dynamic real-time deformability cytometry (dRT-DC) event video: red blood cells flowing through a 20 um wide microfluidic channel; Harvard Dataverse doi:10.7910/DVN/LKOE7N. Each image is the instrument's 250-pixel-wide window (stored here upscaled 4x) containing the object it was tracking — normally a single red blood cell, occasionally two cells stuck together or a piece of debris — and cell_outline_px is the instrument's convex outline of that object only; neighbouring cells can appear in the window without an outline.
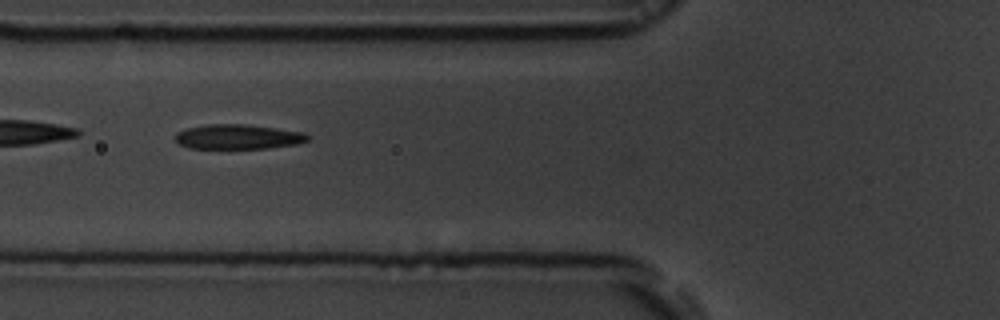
{"species": "common noctule bat (a hibernating species)", "species_latin": "Nyctalus noctula", "temperature_condition": "room temperature", "stored_images_in_passage": 39, "camera_frame_rate_fps": 3000, "um_per_image_px": 0.085, "animal": {"sex": "male", "body_mass_g": 19.5, "forearm_length_mm": 54.6}, "frame": {"image": 1, "passage_image": 6, "time_ms": 1.667, "image_size_px": [1000, 320], "cell_outline_px": [[308, 140], [296, 144], [268, 148], [188, 148], [180, 144], [176, 140], [176, 132], [188, 128], [208, 124], [244, 124], [276, 128], [304, 132], [308, 136]], "centroid_in_image_um": [20.23, 11.62], "position_along_channel_um": 105.6, "area_um2": 18.9}}
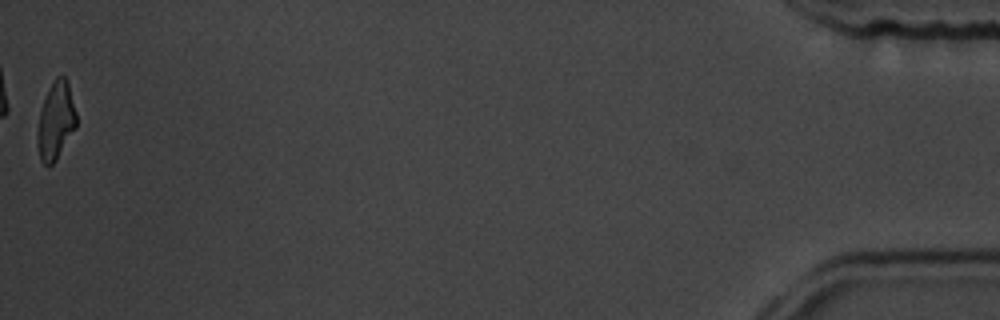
{"frame": {"image": 2, "passage_image": 39, "time_ms": 12.667, "image_size_px": [1000, 320], "cell_outline_px": [[76, 128], [56, 160], [48, 168], [40, 160], [36, 136], [36, 132], [40, 112], [48, 88], [56, 76], [64, 76], [68, 80], [76, 112]], "centroid_in_image_um": [4.74, 10.28], "position_along_channel_um": 430.5, "area_um2": 17.8}, "authors_computed_cell_mechanics": {"area_um2": 18.9584, "velocity_mm_per_s": 3.8484, "shape_relaxation_time_tau1_ms": 4.304, "shape_relaxation_time_tau2_ms": 3.9828, "deformation_change_tau1": 0.171, "deformation_change_tau2": 0.1278}}